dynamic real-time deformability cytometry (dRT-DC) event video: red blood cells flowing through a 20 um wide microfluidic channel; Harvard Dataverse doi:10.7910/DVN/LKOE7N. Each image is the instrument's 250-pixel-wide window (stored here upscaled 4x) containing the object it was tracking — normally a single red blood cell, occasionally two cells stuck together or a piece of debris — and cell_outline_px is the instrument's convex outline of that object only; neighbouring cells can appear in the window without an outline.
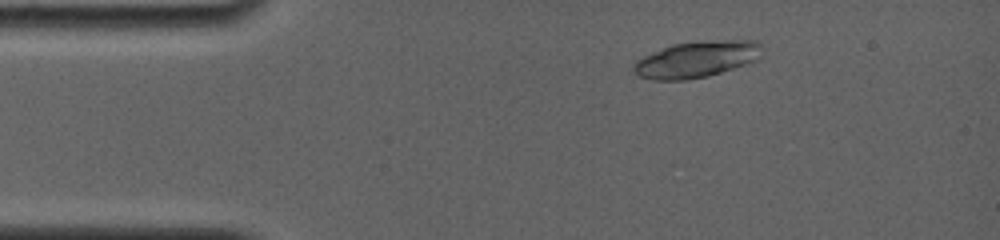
{"species": "common noctule bat (a hibernating species)", "species_latin": "Nyctalus noctula", "temperature_condition": "room temperature", "stored_images_in_passage": 5, "camera_frame_rate_fps": 4000, "um_per_image_px": 0.085, "animal": {"sex": "female", "body_mass_g": 19.0, "forearm_length_mm": 56.7}, "frame": {"image": 1, "passage_image": 2, "time_ms": 0.5, "image_size_px": [1000, 240], "cell_outline_px": [[764, 48], [760, 56], [744, 64], [708, 76], [688, 80], [652, 80], [640, 76], [632, 68], [632, 64], [636, 60], [644, 56], [672, 44], [724, 40], [756, 40]], "centroid_in_image_um": [59.19, 5.05], "position_along_channel_um": 25.8, "area_um2": 26.82}}